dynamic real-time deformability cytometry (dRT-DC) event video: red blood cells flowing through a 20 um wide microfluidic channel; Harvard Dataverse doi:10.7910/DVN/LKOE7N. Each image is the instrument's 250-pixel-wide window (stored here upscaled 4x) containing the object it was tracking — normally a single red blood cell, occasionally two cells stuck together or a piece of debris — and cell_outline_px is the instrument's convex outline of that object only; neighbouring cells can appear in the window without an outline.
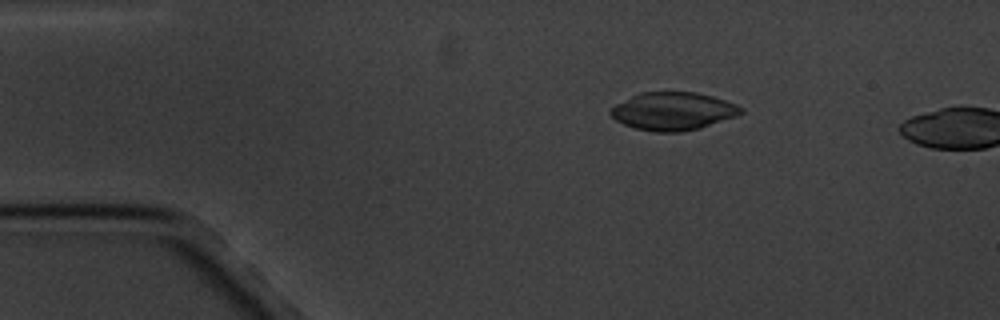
{"species": "common noctule bat (a hibernating species)", "species_latin": "Nyctalus noctula", "temperature_condition": "cold", "stored_images_in_passage": 4, "camera_frame_rate_fps": 3000, "um_per_image_px": 0.085, "animal": {"sex": "male", "body_mass_g": 20.1, "forearm_length_mm": 53.5}, "frame": {"image": 1, "passage_image": 3, "time_ms": 2.333, "image_size_px": [1000, 320], "cell_outline_px": [[744, 112], [736, 116], [700, 128], [680, 132], [656, 132], [636, 128], [624, 124], [616, 120], [608, 112], [616, 104], [640, 92], [696, 92], [712, 96], [736, 104], [744, 108]], "centroid_in_image_um": [57.23, 9.45], "position_along_channel_um": 27.8, "area_um2": 28.67}}